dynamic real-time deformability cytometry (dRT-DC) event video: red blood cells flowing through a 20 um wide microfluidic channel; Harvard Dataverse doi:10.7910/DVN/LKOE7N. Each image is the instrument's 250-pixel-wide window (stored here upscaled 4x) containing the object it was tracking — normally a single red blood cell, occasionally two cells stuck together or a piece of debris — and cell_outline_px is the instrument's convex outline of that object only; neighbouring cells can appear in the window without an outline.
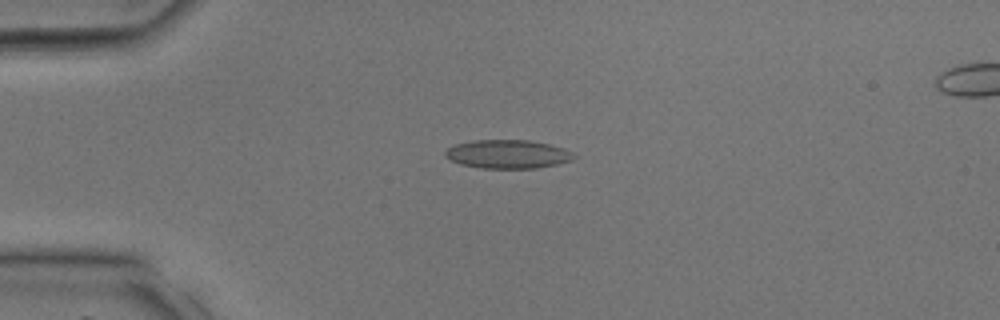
{"species": "common noctule bat (a hibernating species)", "species_latin": "Nyctalus noctula", "temperature_condition": "room temperature", "stored_images_in_passage": 38, "camera_frame_rate_fps": 3000, "um_per_image_px": 0.085, "animal": {"sex": "male", "body_mass_g": 17.9, "forearm_length_mm": 54.2}, "frame": {"image": 1, "passage_image": 10, "time_ms": 3.0, "image_size_px": [1000, 320], "cell_outline_px": [[576, 156], [572, 160], [556, 164], [536, 168], [480, 168], [460, 164], [444, 156], [444, 152], [448, 148], [456, 144], [472, 140], [528, 140], [548, 144], [564, 148], [572, 152]], "centroid_in_image_um": [43.14, 13.1], "position_along_channel_um": 41.9, "area_um2": 21.39}}
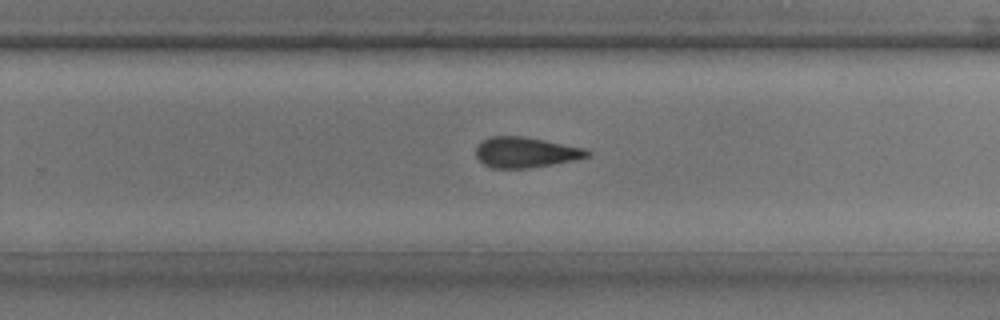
{"frame": {"image": 2, "passage_image": 25, "time_ms": 8.0, "image_size_px": [1000, 320], "cell_outline_px": [[592, 156], [576, 160], [532, 168], [492, 168], [484, 164], [476, 156], [476, 148], [484, 140], [492, 136], [524, 136], [584, 148], [592, 152]], "centroid_in_image_um": [44.73, 12.96], "position_along_channel_um": 285.1, "area_um2": 19.83}}
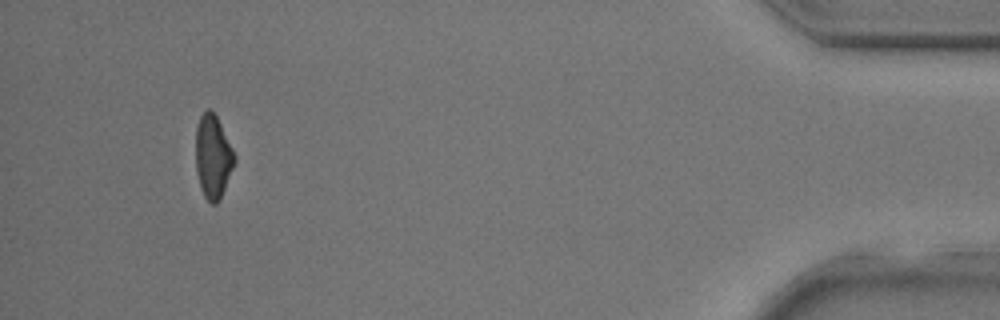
{"frame": {"image": 3, "passage_image": 36, "time_ms": 11.667, "image_size_px": [1000, 320], "cell_outline_px": [[236, 160], [220, 200], [216, 204], [212, 204], [204, 196], [200, 188], [196, 172], [196, 128], [200, 116], [208, 108], [216, 116], [236, 156]], "centroid_in_image_um": [18.09, 13.35], "position_along_channel_um": 417.1, "area_um2": 18.73}}